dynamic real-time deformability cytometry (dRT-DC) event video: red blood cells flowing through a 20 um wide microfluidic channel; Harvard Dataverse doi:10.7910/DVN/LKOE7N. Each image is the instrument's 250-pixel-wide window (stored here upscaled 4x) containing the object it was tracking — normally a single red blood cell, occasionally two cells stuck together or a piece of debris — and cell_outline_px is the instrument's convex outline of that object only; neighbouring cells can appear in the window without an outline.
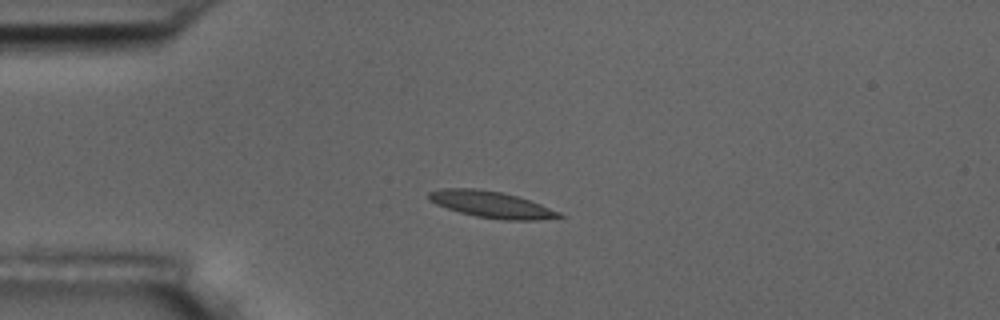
{"species": "common noctule bat (a hibernating species)", "species_latin": "Nyctalus noctula", "temperature_condition": "room temperature", "stored_images_in_passage": 7, "camera_frame_rate_fps": 3000, "um_per_image_px": 0.085, "animal": {"sex": "male", "body_mass_g": 17.5, "forearm_length_mm": 52.3}, "frame": {"image": 1, "passage_image": 3, "time_ms": 2.333, "image_size_px": [1000, 320], "cell_outline_px": [[568, 216], [540, 220], [504, 220], [476, 216], [460, 212], [436, 204], [428, 200], [428, 192], [440, 188], [476, 188], [504, 192], [540, 204], [560, 212]], "centroid_in_image_um": [41.77, 17.38], "position_along_channel_um": 43.2, "area_um2": 20.17}}
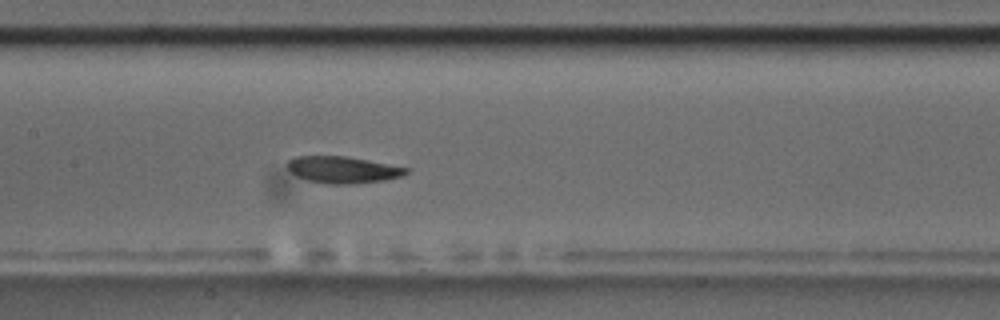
{"frame": {"image": 2, "passage_image": 7, "time_ms": 6.667, "image_size_px": [1000, 320], "cell_outline_px": [[408, 172], [400, 176], [384, 180], [352, 184], [328, 184], [308, 180], [296, 176], [288, 168], [288, 160], [296, 156], [344, 156], [368, 160], [408, 168]], "centroid_in_image_um": [29.11, 14.43], "position_along_channel_um": 178.3, "area_um2": 18.26}}